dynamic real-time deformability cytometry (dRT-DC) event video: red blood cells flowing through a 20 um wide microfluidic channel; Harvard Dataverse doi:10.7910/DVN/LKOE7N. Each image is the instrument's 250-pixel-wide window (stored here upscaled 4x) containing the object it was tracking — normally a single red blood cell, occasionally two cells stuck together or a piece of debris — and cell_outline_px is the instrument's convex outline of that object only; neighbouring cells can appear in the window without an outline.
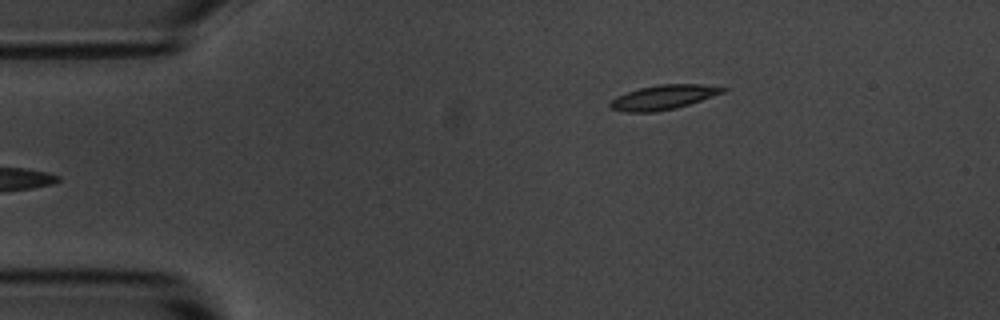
{"species": "common noctule bat (a hibernating species)", "species_latin": "Nyctalus noctula", "temperature_condition": "room temperature", "stored_images_in_passage": 3, "camera_frame_rate_fps": 3000, "um_per_image_px": 0.085, "animal": {"sex": "male", "body_mass_g": 20.1, "forearm_length_mm": 53.5}, "frame": {"image": 1, "passage_image": 3, "time_ms": 2.333, "image_size_px": [1000, 320], "cell_outline_px": [[728, 88], [724, 92], [676, 108], [656, 112], [624, 112], [612, 108], [608, 104], [616, 96], [640, 88], [660, 84], [700, 84]], "centroid_in_image_um": [56.36, 8.27], "position_along_channel_um": 28.6, "area_um2": 15.84}}